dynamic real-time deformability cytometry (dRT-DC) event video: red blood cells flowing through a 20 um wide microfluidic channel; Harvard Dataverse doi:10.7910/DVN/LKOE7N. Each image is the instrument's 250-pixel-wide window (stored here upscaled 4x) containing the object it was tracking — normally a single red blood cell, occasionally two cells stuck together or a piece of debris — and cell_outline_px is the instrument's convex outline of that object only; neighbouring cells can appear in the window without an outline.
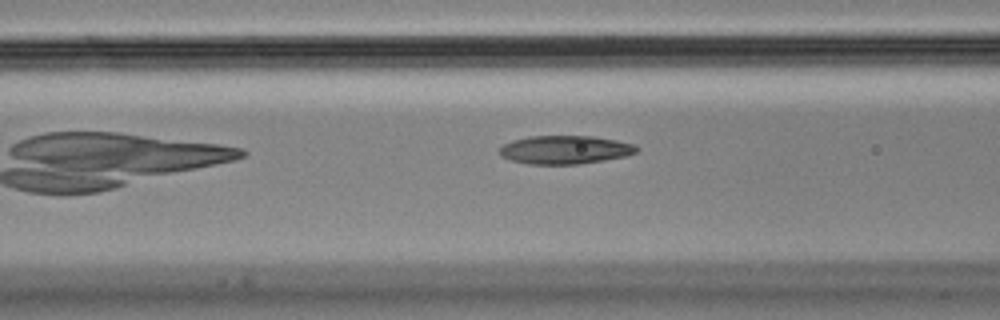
{"species": "Egyptian fruit bat (a non-hibernating species)", "species_latin": "Rousettus aegyptiacus", "temperature_condition": "cold", "stored_images_in_passage": 27, "camera_frame_rate_fps": 3000, "um_per_image_px": 0.085, "animal": {"sex": "male"}, "frame": {"image": 1, "passage_image": 5, "time_ms": 1.333, "image_size_px": [1000, 320], "cell_outline_px": [[640, 148], [636, 152], [624, 156], [604, 160], [580, 164], [528, 164], [512, 160], [504, 156], [500, 152], [500, 148], [504, 144], [512, 140], [528, 136], [592, 136], [616, 140], [636, 144]], "centroid_in_image_um": [48.06, 12.72], "position_along_channel_um": 118.5, "area_um2": 22.6}}
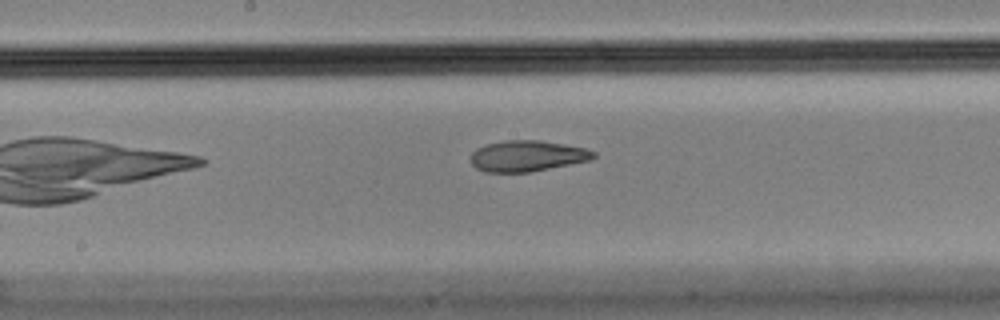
{"frame": {"image": 2, "passage_image": 12, "time_ms": 3.667, "image_size_px": [1000, 320], "cell_outline_px": [[596, 156], [592, 160], [528, 172], [484, 172], [476, 168], [472, 164], [472, 152], [476, 148], [488, 144], [504, 140], [540, 140], [564, 144], [584, 148], [596, 152]], "centroid_in_image_um": [44.82, 13.25], "position_along_channel_um": 203.4, "area_um2": 22.08}}
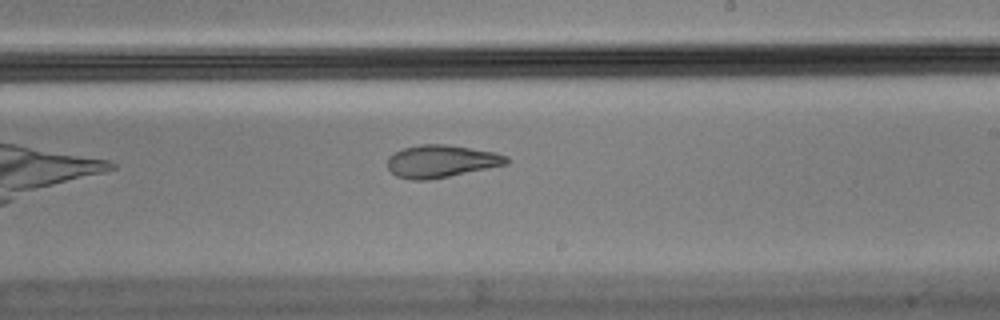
{"frame": {"image": 3, "passage_image": 16, "time_ms": 5.0, "image_size_px": [1000, 320], "cell_outline_px": [[508, 164], [428, 180], [412, 180], [396, 176], [388, 168], [388, 156], [404, 148], [420, 144], [444, 144], [496, 152], [508, 156]], "centroid_in_image_um": [37.5, 13.7], "position_along_channel_um": 251.5, "area_um2": 22.37}}